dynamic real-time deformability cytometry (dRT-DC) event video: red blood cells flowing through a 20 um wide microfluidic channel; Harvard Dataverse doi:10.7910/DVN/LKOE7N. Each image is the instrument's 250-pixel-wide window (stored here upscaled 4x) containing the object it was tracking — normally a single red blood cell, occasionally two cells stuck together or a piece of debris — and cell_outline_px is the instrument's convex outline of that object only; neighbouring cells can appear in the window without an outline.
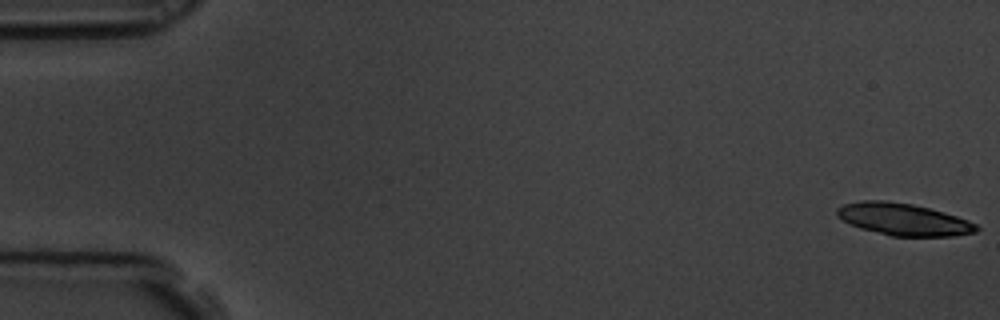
{"species": "common noctule bat (a hibernating species)", "species_latin": "Nyctalus noctula", "temperature_condition": "room temperature", "stored_images_in_passage": 58, "segment_of_instrument_passage": [1, 2], "camera_frame_rate_fps": 3000, "um_per_image_px": 0.085, "animal": {"sex": "male", "body_mass_g": 19.5, "forearm_length_mm": 54.6}, "frame": {"image": 1, "passage_image": 1, "time_ms": 0.0, "image_size_px": [1000, 320], "cell_outline_px": [[980, 228], [976, 232], [952, 236], [892, 236], [860, 228], [836, 216], [836, 208], [844, 204], [864, 200], [884, 200], [912, 204], [944, 212], [968, 220], [976, 224]], "centroid_in_image_um": [76.79, 18.64], "position_along_channel_um": 8.2, "area_um2": 25.89}}
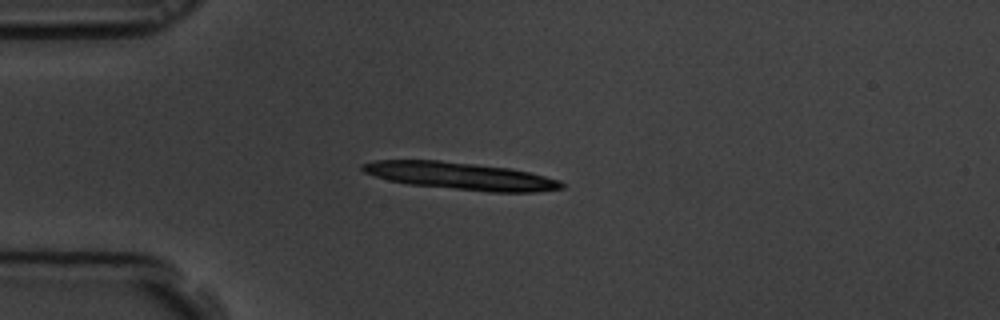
{"frame": {"image": 2, "passage_image": 15, "time_ms": 4.667, "image_size_px": [1000, 320], "cell_outline_px": [[564, 188], [536, 192], [488, 192], [408, 184], [388, 180], [364, 172], [360, 168], [360, 164], [372, 160], [440, 160], [508, 168], [528, 172], [560, 180], [564, 184]], "centroid_in_image_um": [39.11, 14.96], "position_along_channel_um": 45.9, "area_um2": 31.67}}